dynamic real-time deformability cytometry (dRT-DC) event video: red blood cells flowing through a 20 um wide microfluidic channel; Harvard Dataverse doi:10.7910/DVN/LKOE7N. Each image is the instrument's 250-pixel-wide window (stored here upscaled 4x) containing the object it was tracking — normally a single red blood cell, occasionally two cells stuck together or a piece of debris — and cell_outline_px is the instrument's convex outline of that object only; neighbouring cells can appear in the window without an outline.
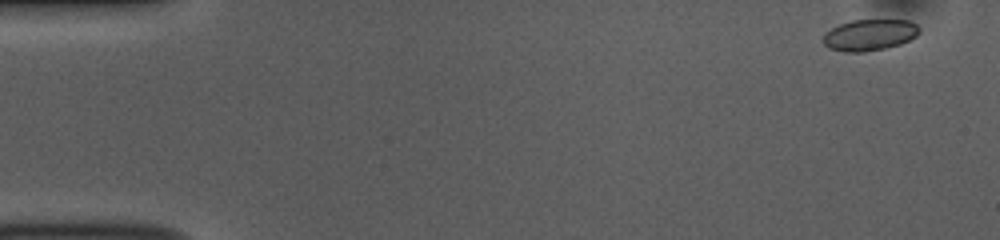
{"species": "common noctule bat (a hibernating species)", "species_latin": "Nyctalus noctula", "temperature_condition": "room temperature", "stored_images_in_passage": 48, "camera_frame_rate_fps": 3000, "um_per_image_px": 0.085, "animal": {"sex": "female", "body_mass_g": 10.0, "forearm_length_mm": 53.1}, "frame": {"image": 1, "passage_image": 1, "time_ms": 0.0, "image_size_px": [1000, 240], "cell_outline_px": [[920, 32], [916, 36], [900, 44], [884, 48], [864, 52], [844, 52], [828, 48], [824, 44], [824, 36], [832, 28], [840, 24], [852, 20], [908, 20], [916, 24], [920, 28]], "centroid_in_image_um": [73.93, 2.97], "position_along_channel_um": 11.1, "area_um2": 17.4}}
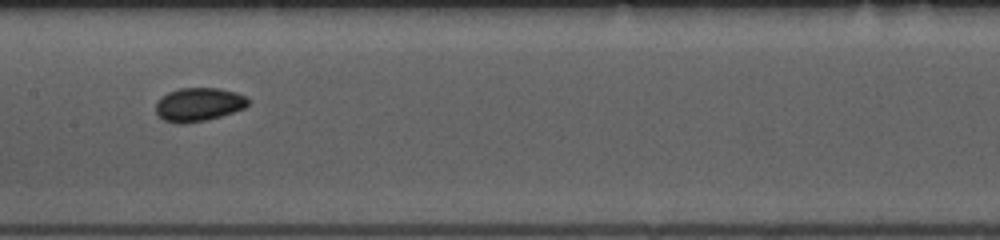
{"frame": {"image": 2, "passage_image": 25, "time_ms": 8.0, "image_size_px": [1000, 240], "cell_outline_px": [[252, 100], [244, 108], [220, 116], [204, 120], [180, 124], [176, 124], [164, 120], [156, 112], [156, 104], [168, 92], [180, 88], [220, 88], [236, 92]], "centroid_in_image_um": [16.91, 8.87], "position_along_channel_um": 190.5, "area_um2": 17.86}}
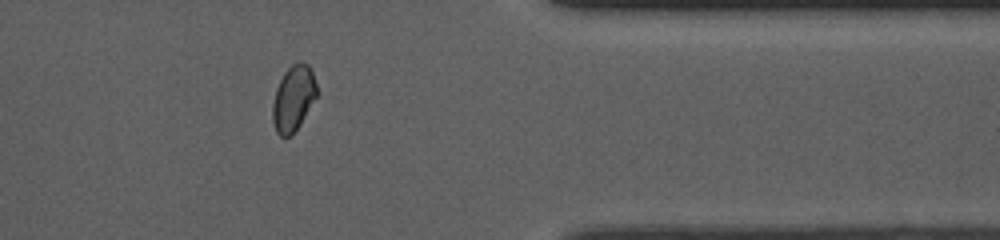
{"frame": {"image": 3, "passage_image": 42, "time_ms": 13.667, "image_size_px": [1000, 240], "cell_outline_px": [[316, 96], [300, 124], [288, 136], [280, 136], [276, 132], [272, 120], [272, 104], [276, 88], [284, 72], [292, 64], [300, 60], [308, 64], [312, 72], [316, 84]], "centroid_in_image_um": [24.91, 8.32], "position_along_channel_um": 386.5, "area_um2": 16.65}}